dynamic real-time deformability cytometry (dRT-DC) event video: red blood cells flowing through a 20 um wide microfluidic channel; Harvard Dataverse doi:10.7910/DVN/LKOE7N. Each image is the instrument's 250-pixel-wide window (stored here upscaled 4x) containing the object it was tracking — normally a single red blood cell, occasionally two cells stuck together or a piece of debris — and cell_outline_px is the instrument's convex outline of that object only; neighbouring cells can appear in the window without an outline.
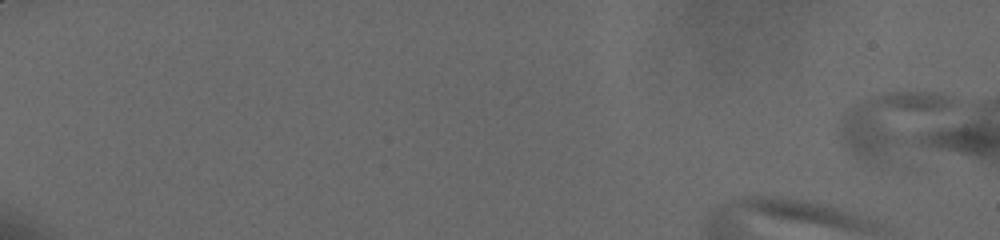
{"species": "human", "species_latin": "Homo sapiens", "temperature_condition": "cold", "stored_images_in_passage": 1, "camera_frame_rate_fps": 3000, "um_per_image_px": 0.085, "donor": {"sex": "male"}, "frame": {"image": 1, "passage_image": 1, "time_ms": 0.0, "image_size_px": [1000, 240], "cell_outline_px": [[956, 100], [952, 104], [888, 160], [876, 164], [864, 160], [844, 148], [840, 144], [836, 128], [840, 120], [860, 100], [884, 92], [940, 92]], "centroid_in_image_um": [75.54, 10.42], "position_along_channel_um": 9.5, "area_um2": 38.03}}